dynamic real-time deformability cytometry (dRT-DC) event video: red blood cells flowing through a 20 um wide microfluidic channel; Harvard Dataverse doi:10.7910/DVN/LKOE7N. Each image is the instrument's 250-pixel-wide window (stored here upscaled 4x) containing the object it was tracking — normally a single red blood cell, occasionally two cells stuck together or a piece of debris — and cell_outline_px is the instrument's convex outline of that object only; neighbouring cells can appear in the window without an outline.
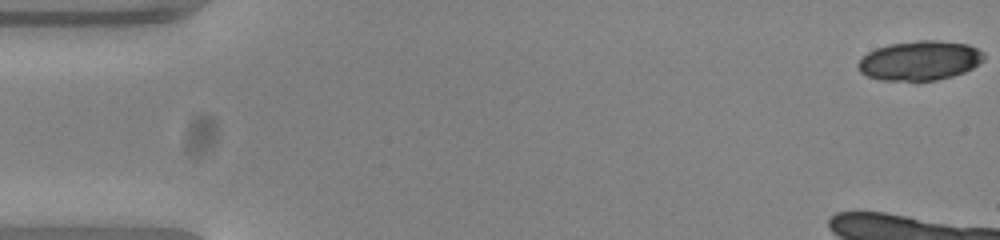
{"species": "common noctule bat (a hibernating species)", "species_latin": "Nyctalus noctula", "temperature_condition": "warm", "stored_images_in_passage": 13, "camera_frame_rate_fps": 3000, "um_per_image_px": 0.085, "animal": {"sex": "female", "body_mass_g": 23.0, "forearm_length_mm": 53.4}, "frame": {"image": 1, "passage_image": 1, "time_ms": 0.0, "image_size_px": [1000, 240], "cell_outline_px": [[984, 60], [972, 68], [964, 72], [952, 76], [936, 80], [880, 80], [868, 76], [860, 72], [856, 64], [868, 52], [876, 48], [888, 44], [916, 40], [936, 40], [968, 44], [984, 52]], "centroid_in_image_um": [78.18, 5.14], "position_along_channel_um": 6.8, "area_um2": 28.96}}